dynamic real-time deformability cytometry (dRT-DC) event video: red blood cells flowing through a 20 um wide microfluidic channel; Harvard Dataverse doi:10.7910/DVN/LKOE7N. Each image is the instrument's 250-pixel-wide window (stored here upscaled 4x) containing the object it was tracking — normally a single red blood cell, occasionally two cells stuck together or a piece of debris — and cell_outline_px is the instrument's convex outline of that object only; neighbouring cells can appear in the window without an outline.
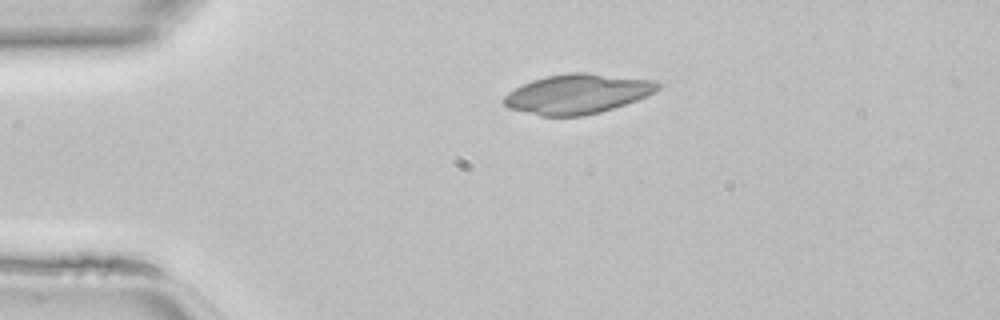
{"species": "common noctule bat (a hibernating species)", "species_latin": "Nyctalus noctula", "temperature_condition": "room temperature", "stored_images_in_passage": 37, "camera_frame_rate_fps": 3000, "um_per_image_px": 0.085, "animal": {"sex": "female", "body_mass_g": 22.7, "forearm_length_mm": 54.2}, "frame": {"image": 1, "passage_image": 1, "time_ms": 0.0, "image_size_px": [1000, 320], "cell_outline_px": [[664, 84], [656, 92], [636, 100], [600, 112], [580, 116], [540, 116], [508, 108], [500, 100], [508, 92], [532, 80], [548, 76], [568, 72], [588, 72], [656, 80]], "centroid_in_image_um": [49.11, 7.97], "position_along_channel_um": 35.9, "area_um2": 35.78}}
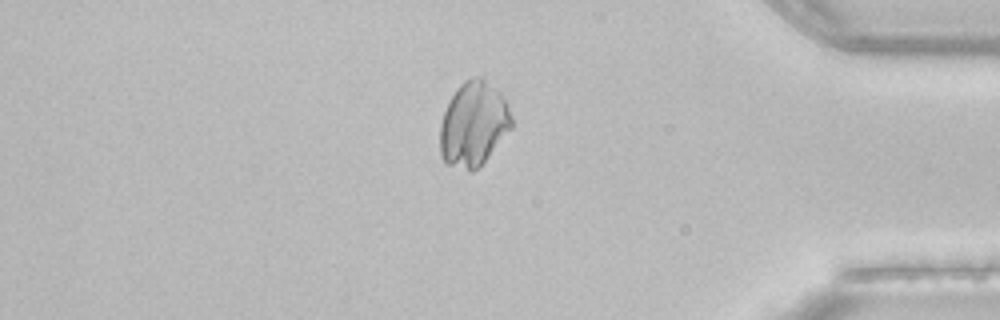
{"frame": {"image": 2, "passage_image": 30, "time_ms": 9.667, "image_size_px": [1000, 320], "cell_outline_px": [[512, 128], [488, 156], [472, 172], [468, 172], [448, 164], [440, 156], [440, 124], [444, 112], [456, 88], [464, 80], [472, 76], [484, 80], [500, 92], [508, 104], [512, 116]], "centroid_in_image_um": [40.24, 10.55], "position_along_channel_um": 395.0, "area_um2": 35.08}}